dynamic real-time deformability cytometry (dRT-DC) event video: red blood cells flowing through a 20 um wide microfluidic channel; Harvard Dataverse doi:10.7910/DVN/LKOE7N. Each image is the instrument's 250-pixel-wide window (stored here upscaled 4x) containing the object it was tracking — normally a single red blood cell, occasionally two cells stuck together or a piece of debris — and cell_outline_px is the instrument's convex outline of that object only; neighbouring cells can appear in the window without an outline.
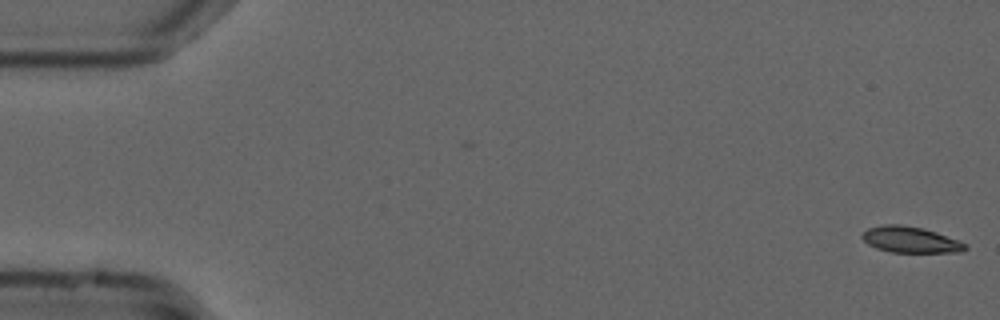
{"species": "common noctule bat (a hibernating species)", "species_latin": "Nyctalus noctula", "temperature_condition": "cold", "stored_images_in_passage": 55, "camera_frame_rate_fps": 3000, "um_per_image_px": 0.085, "animal": {"sex": "male", "forearm_length_mm": 52.5}, "frame": {"image": 1, "passage_image": 1, "time_ms": 0.0, "image_size_px": [1000, 320], "cell_outline_px": [[968, 248], [960, 252], [892, 252], [876, 248], [868, 244], [860, 236], [868, 228], [884, 224], [900, 224], [920, 228], [936, 232], [968, 244]], "centroid_in_image_um": [77.38, 20.37], "position_along_channel_um": 7.6, "area_um2": 15.55}}
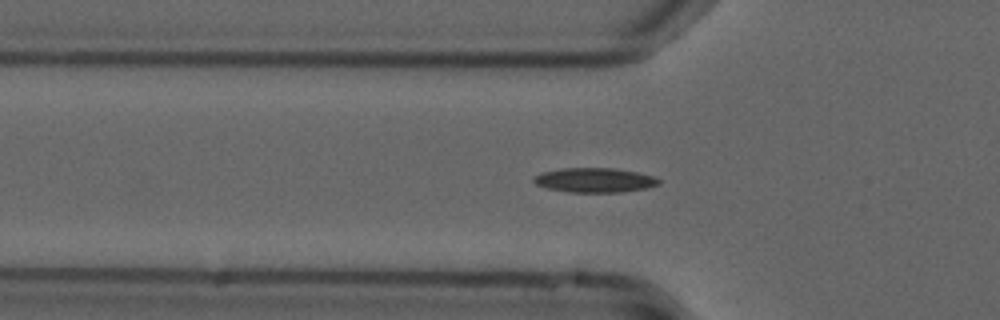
{"frame": {"image": 2, "passage_image": 18, "time_ms": 5.667, "image_size_px": [1000, 320], "cell_outline_px": [[660, 184], [648, 188], [620, 192], [568, 192], [548, 188], [536, 184], [532, 180], [536, 176], [544, 172], [560, 168], [616, 168], [656, 176], [660, 180]], "centroid_in_image_um": [50.6, 15.31], "position_along_channel_um": 75.2, "area_um2": 17.86}}
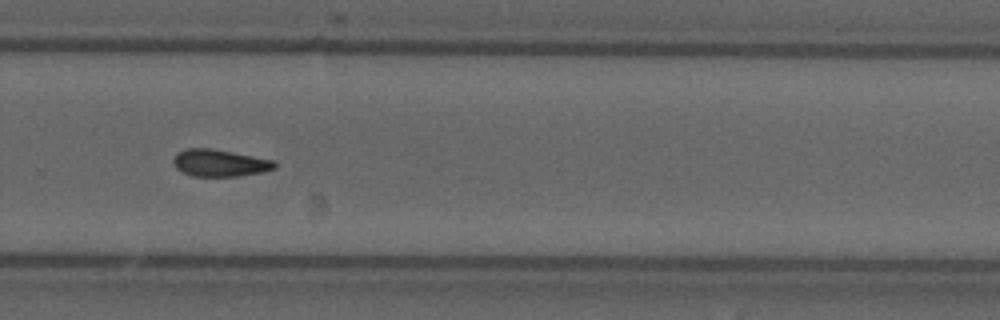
{"frame": {"image": 3, "passage_image": 37, "time_ms": 12.0, "image_size_px": [1000, 320], "cell_outline_px": [[276, 168], [260, 172], [236, 176], [192, 176], [176, 168], [172, 160], [176, 152], [184, 148], [212, 148], [276, 160]], "centroid_in_image_um": [18.66, 13.83], "position_along_channel_um": 311.1, "area_um2": 16.07}, "authors_computed_cell_mechanics": {"area_um2": 16.1262, "velocity_mm_per_s": 3.727, "shape_relaxation_time_tau1_ms": null, "shape_relaxation_time_tau2_ms": 9.3661, "deformation_change_tau1": null, "deformation_change_tau2": 0.1577}}